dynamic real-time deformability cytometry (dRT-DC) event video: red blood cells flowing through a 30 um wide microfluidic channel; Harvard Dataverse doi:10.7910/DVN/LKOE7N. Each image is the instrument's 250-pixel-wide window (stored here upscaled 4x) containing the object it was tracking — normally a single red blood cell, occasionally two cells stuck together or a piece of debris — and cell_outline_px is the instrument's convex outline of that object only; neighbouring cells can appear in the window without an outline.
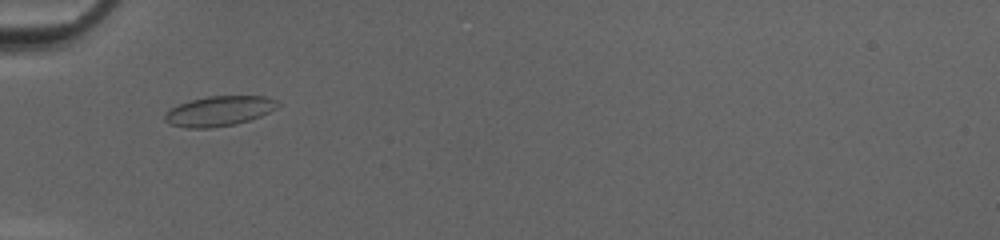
{"species": "common noctule bat (a hibernating species)", "species_latin": "Nyctalus noctula", "temperature_condition": "cold", "stored_images_in_passage": 44, "camera_frame_rate_fps": 3000, "um_per_image_px": 0.085, "animal": {"sex": "female", "body_mass_g": 20.0, "forearm_length_mm": 54.0}, "frame": {"image": 1, "passage_image": 12, "time_ms": 3.667, "image_size_px": [1000, 240], "cell_outline_px": [[280, 104], [276, 108], [260, 116], [236, 124], [212, 128], [184, 128], [168, 124], [164, 120], [164, 116], [172, 108], [188, 100], [208, 96], [264, 96], [276, 100]], "centroid_in_image_um": [18.6, 9.44], "position_along_channel_um": 66.4, "area_um2": 19.71}}
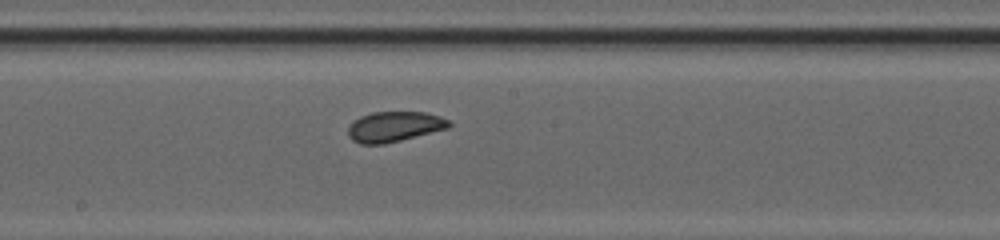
{"frame": {"image": 2, "passage_image": 23, "time_ms": 7.333, "image_size_px": [1000, 240], "cell_outline_px": [[452, 124], [448, 128], [384, 144], [360, 144], [352, 140], [348, 136], [348, 128], [352, 120], [360, 116], [372, 112], [424, 112], [440, 116], [448, 120]], "centroid_in_image_um": [33.48, 10.76], "position_along_channel_um": 214.7, "area_um2": 17.8}}
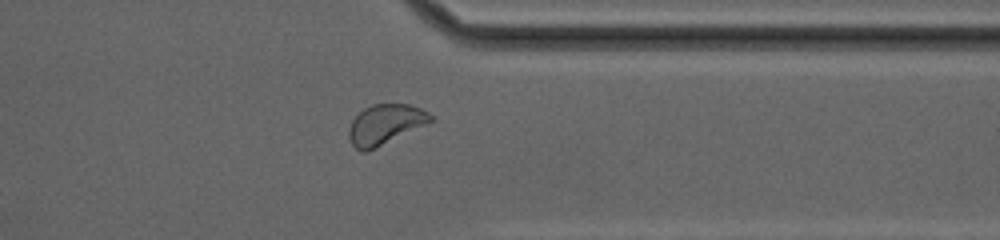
{"frame": {"image": 3, "passage_image": 35, "time_ms": 11.333, "image_size_px": [1000, 240], "cell_outline_px": [[436, 120], [364, 152], [360, 152], [352, 144], [348, 136], [348, 128], [352, 120], [364, 108], [372, 104], [408, 104], [420, 108], [436, 116]], "centroid_in_image_um": [32.76, 10.55], "position_along_channel_um": 378.6, "area_um2": 18.96}, "authors_computed_cell_mechanics": {"area_um2": 18.7561, "velocity_mm_per_s": 4.142, "shape_relaxation_time_tau1_ms": 2.5228, "shape_relaxation_time_tau2_ms": 1.3338, "deformation_change_tau1": 0.0628, "deformation_change_tau2": 0.0511}}